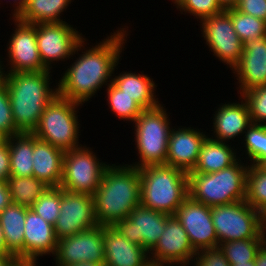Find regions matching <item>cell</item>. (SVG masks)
Returning <instances> with one entry per match:
<instances>
[{
    "instance_id": "7c38bea8",
    "label": "cell",
    "mask_w": 266,
    "mask_h": 266,
    "mask_svg": "<svg viewBox=\"0 0 266 266\" xmlns=\"http://www.w3.org/2000/svg\"><path fill=\"white\" fill-rule=\"evenodd\" d=\"M200 25L202 37L213 55L232 70L242 56L243 42L233 27L231 16L224 10L217 15L203 18Z\"/></svg>"
},
{
    "instance_id": "db71d44e",
    "label": "cell",
    "mask_w": 266,
    "mask_h": 266,
    "mask_svg": "<svg viewBox=\"0 0 266 266\" xmlns=\"http://www.w3.org/2000/svg\"><path fill=\"white\" fill-rule=\"evenodd\" d=\"M145 266H170L168 264H161V263H153V262H149L147 263Z\"/></svg>"
},
{
    "instance_id": "d6a6232c",
    "label": "cell",
    "mask_w": 266,
    "mask_h": 266,
    "mask_svg": "<svg viewBox=\"0 0 266 266\" xmlns=\"http://www.w3.org/2000/svg\"><path fill=\"white\" fill-rule=\"evenodd\" d=\"M225 11L231 16L233 27L244 43L266 34V22L249 14L242 13L234 7Z\"/></svg>"
},
{
    "instance_id": "ac0fdd59",
    "label": "cell",
    "mask_w": 266,
    "mask_h": 266,
    "mask_svg": "<svg viewBox=\"0 0 266 266\" xmlns=\"http://www.w3.org/2000/svg\"><path fill=\"white\" fill-rule=\"evenodd\" d=\"M232 71L238 80V94L266 85V34L243 43L242 56Z\"/></svg>"
},
{
    "instance_id": "c3c4849f",
    "label": "cell",
    "mask_w": 266,
    "mask_h": 266,
    "mask_svg": "<svg viewBox=\"0 0 266 266\" xmlns=\"http://www.w3.org/2000/svg\"><path fill=\"white\" fill-rule=\"evenodd\" d=\"M38 262L17 261L13 266H36Z\"/></svg>"
},
{
    "instance_id": "4dcf8cb0",
    "label": "cell",
    "mask_w": 266,
    "mask_h": 266,
    "mask_svg": "<svg viewBox=\"0 0 266 266\" xmlns=\"http://www.w3.org/2000/svg\"><path fill=\"white\" fill-rule=\"evenodd\" d=\"M106 90L108 106L119 119L134 122L142 113L143 109L113 82L107 86Z\"/></svg>"
},
{
    "instance_id": "681fc988",
    "label": "cell",
    "mask_w": 266,
    "mask_h": 266,
    "mask_svg": "<svg viewBox=\"0 0 266 266\" xmlns=\"http://www.w3.org/2000/svg\"><path fill=\"white\" fill-rule=\"evenodd\" d=\"M67 266H102V265L98 263H93V262H79L78 264L67 265Z\"/></svg>"
},
{
    "instance_id": "f5cc1de1",
    "label": "cell",
    "mask_w": 266,
    "mask_h": 266,
    "mask_svg": "<svg viewBox=\"0 0 266 266\" xmlns=\"http://www.w3.org/2000/svg\"><path fill=\"white\" fill-rule=\"evenodd\" d=\"M7 136L0 131V146L3 145L7 141Z\"/></svg>"
},
{
    "instance_id": "cb8c5ba5",
    "label": "cell",
    "mask_w": 266,
    "mask_h": 266,
    "mask_svg": "<svg viewBox=\"0 0 266 266\" xmlns=\"http://www.w3.org/2000/svg\"><path fill=\"white\" fill-rule=\"evenodd\" d=\"M29 209L11 202L0 213V224L7 251L18 261H24L25 218Z\"/></svg>"
},
{
    "instance_id": "f546056e",
    "label": "cell",
    "mask_w": 266,
    "mask_h": 266,
    "mask_svg": "<svg viewBox=\"0 0 266 266\" xmlns=\"http://www.w3.org/2000/svg\"><path fill=\"white\" fill-rule=\"evenodd\" d=\"M246 202L263 216L266 214V172L256 165H250L247 171Z\"/></svg>"
},
{
    "instance_id": "30bf717a",
    "label": "cell",
    "mask_w": 266,
    "mask_h": 266,
    "mask_svg": "<svg viewBox=\"0 0 266 266\" xmlns=\"http://www.w3.org/2000/svg\"><path fill=\"white\" fill-rule=\"evenodd\" d=\"M67 22L36 24V39L40 58L47 70L55 61H65L85 45L86 38ZM85 40V41H84Z\"/></svg>"
},
{
    "instance_id": "e0dca14e",
    "label": "cell",
    "mask_w": 266,
    "mask_h": 266,
    "mask_svg": "<svg viewBox=\"0 0 266 266\" xmlns=\"http://www.w3.org/2000/svg\"><path fill=\"white\" fill-rule=\"evenodd\" d=\"M175 216L180 221L196 251L218 247L211 207L196 202L188 196L178 207Z\"/></svg>"
},
{
    "instance_id": "836d02e7",
    "label": "cell",
    "mask_w": 266,
    "mask_h": 266,
    "mask_svg": "<svg viewBox=\"0 0 266 266\" xmlns=\"http://www.w3.org/2000/svg\"><path fill=\"white\" fill-rule=\"evenodd\" d=\"M245 154L250 160L249 165H257L266 159V125L252 123L243 136Z\"/></svg>"
},
{
    "instance_id": "3957f363",
    "label": "cell",
    "mask_w": 266,
    "mask_h": 266,
    "mask_svg": "<svg viewBox=\"0 0 266 266\" xmlns=\"http://www.w3.org/2000/svg\"><path fill=\"white\" fill-rule=\"evenodd\" d=\"M93 199L98 225L114 226L125 219L141 205L139 169L128 164H109Z\"/></svg>"
},
{
    "instance_id": "7402d4cb",
    "label": "cell",
    "mask_w": 266,
    "mask_h": 266,
    "mask_svg": "<svg viewBox=\"0 0 266 266\" xmlns=\"http://www.w3.org/2000/svg\"><path fill=\"white\" fill-rule=\"evenodd\" d=\"M241 104L236 103H223L219 105L215 114H213V127L211 130L214 132V140L230 142L229 140L239 138L245 134L248 127L252 124L248 106L243 98Z\"/></svg>"
},
{
    "instance_id": "5bb4252c",
    "label": "cell",
    "mask_w": 266,
    "mask_h": 266,
    "mask_svg": "<svg viewBox=\"0 0 266 266\" xmlns=\"http://www.w3.org/2000/svg\"><path fill=\"white\" fill-rule=\"evenodd\" d=\"M97 225L93 195L62 189L60 214L54 225L57 239L72 236Z\"/></svg>"
},
{
    "instance_id": "d6986e66",
    "label": "cell",
    "mask_w": 266,
    "mask_h": 266,
    "mask_svg": "<svg viewBox=\"0 0 266 266\" xmlns=\"http://www.w3.org/2000/svg\"><path fill=\"white\" fill-rule=\"evenodd\" d=\"M175 129L170 132L166 165L189 173L197 164L202 143L209 135L193 127Z\"/></svg>"
},
{
    "instance_id": "2e32d148",
    "label": "cell",
    "mask_w": 266,
    "mask_h": 266,
    "mask_svg": "<svg viewBox=\"0 0 266 266\" xmlns=\"http://www.w3.org/2000/svg\"><path fill=\"white\" fill-rule=\"evenodd\" d=\"M196 252L180 221L175 215H170L157 244L148 253L153 263L188 266L193 262Z\"/></svg>"
},
{
    "instance_id": "7a4b0ae2",
    "label": "cell",
    "mask_w": 266,
    "mask_h": 266,
    "mask_svg": "<svg viewBox=\"0 0 266 266\" xmlns=\"http://www.w3.org/2000/svg\"><path fill=\"white\" fill-rule=\"evenodd\" d=\"M51 71L0 73L9 94L12 116L20 133H33L45 107L58 94L50 88ZM51 83V84H50Z\"/></svg>"
},
{
    "instance_id": "83f0119b",
    "label": "cell",
    "mask_w": 266,
    "mask_h": 266,
    "mask_svg": "<svg viewBox=\"0 0 266 266\" xmlns=\"http://www.w3.org/2000/svg\"><path fill=\"white\" fill-rule=\"evenodd\" d=\"M72 0H28L17 16L23 22L32 24L62 23L60 14L66 11Z\"/></svg>"
},
{
    "instance_id": "8d00e7d4",
    "label": "cell",
    "mask_w": 266,
    "mask_h": 266,
    "mask_svg": "<svg viewBox=\"0 0 266 266\" xmlns=\"http://www.w3.org/2000/svg\"><path fill=\"white\" fill-rule=\"evenodd\" d=\"M180 9L181 14L189 13L200 21L223 12L225 9L218 0H171Z\"/></svg>"
},
{
    "instance_id": "484cf974",
    "label": "cell",
    "mask_w": 266,
    "mask_h": 266,
    "mask_svg": "<svg viewBox=\"0 0 266 266\" xmlns=\"http://www.w3.org/2000/svg\"><path fill=\"white\" fill-rule=\"evenodd\" d=\"M112 82L126 94L131 97L143 110L152 109L160 105L156 98L155 88L157 85L148 75L121 72L112 78Z\"/></svg>"
},
{
    "instance_id": "f1b7e54d",
    "label": "cell",
    "mask_w": 266,
    "mask_h": 266,
    "mask_svg": "<svg viewBox=\"0 0 266 266\" xmlns=\"http://www.w3.org/2000/svg\"><path fill=\"white\" fill-rule=\"evenodd\" d=\"M7 182L11 202L27 208H31L36 200L49 188L34 176H10Z\"/></svg>"
},
{
    "instance_id": "6da1fadb",
    "label": "cell",
    "mask_w": 266,
    "mask_h": 266,
    "mask_svg": "<svg viewBox=\"0 0 266 266\" xmlns=\"http://www.w3.org/2000/svg\"><path fill=\"white\" fill-rule=\"evenodd\" d=\"M126 27L111 32L110 36L92 48L85 50L84 47L83 54L61 75L57 84L58 95L84 105L103 85L108 86L112 76H115L112 74L119 64L129 34Z\"/></svg>"
},
{
    "instance_id": "1f68e13d",
    "label": "cell",
    "mask_w": 266,
    "mask_h": 266,
    "mask_svg": "<svg viewBox=\"0 0 266 266\" xmlns=\"http://www.w3.org/2000/svg\"><path fill=\"white\" fill-rule=\"evenodd\" d=\"M263 245V238H251L223 242L219 244L229 263H246L254 261L257 251Z\"/></svg>"
},
{
    "instance_id": "ba28073f",
    "label": "cell",
    "mask_w": 266,
    "mask_h": 266,
    "mask_svg": "<svg viewBox=\"0 0 266 266\" xmlns=\"http://www.w3.org/2000/svg\"><path fill=\"white\" fill-rule=\"evenodd\" d=\"M218 246L223 242L263 238L264 216L246 201L211 207Z\"/></svg>"
},
{
    "instance_id": "5b68a950",
    "label": "cell",
    "mask_w": 266,
    "mask_h": 266,
    "mask_svg": "<svg viewBox=\"0 0 266 266\" xmlns=\"http://www.w3.org/2000/svg\"><path fill=\"white\" fill-rule=\"evenodd\" d=\"M249 166L239 157L233 165L217 172L188 173L189 197L209 207L246 201Z\"/></svg>"
},
{
    "instance_id": "52a82bcc",
    "label": "cell",
    "mask_w": 266,
    "mask_h": 266,
    "mask_svg": "<svg viewBox=\"0 0 266 266\" xmlns=\"http://www.w3.org/2000/svg\"><path fill=\"white\" fill-rule=\"evenodd\" d=\"M82 104L56 95L45 107L33 134L63 151L81 147L77 109Z\"/></svg>"
},
{
    "instance_id": "7bdbcfd3",
    "label": "cell",
    "mask_w": 266,
    "mask_h": 266,
    "mask_svg": "<svg viewBox=\"0 0 266 266\" xmlns=\"http://www.w3.org/2000/svg\"><path fill=\"white\" fill-rule=\"evenodd\" d=\"M254 262L256 266H266V246L264 244L257 251Z\"/></svg>"
},
{
    "instance_id": "277c9868",
    "label": "cell",
    "mask_w": 266,
    "mask_h": 266,
    "mask_svg": "<svg viewBox=\"0 0 266 266\" xmlns=\"http://www.w3.org/2000/svg\"><path fill=\"white\" fill-rule=\"evenodd\" d=\"M141 205L168 215H175L188 198V173L166 164L139 168Z\"/></svg>"
},
{
    "instance_id": "f907efd6",
    "label": "cell",
    "mask_w": 266,
    "mask_h": 266,
    "mask_svg": "<svg viewBox=\"0 0 266 266\" xmlns=\"http://www.w3.org/2000/svg\"><path fill=\"white\" fill-rule=\"evenodd\" d=\"M230 266H256L254 261H249L246 263H230Z\"/></svg>"
},
{
    "instance_id": "8fae6325",
    "label": "cell",
    "mask_w": 266,
    "mask_h": 266,
    "mask_svg": "<svg viewBox=\"0 0 266 266\" xmlns=\"http://www.w3.org/2000/svg\"><path fill=\"white\" fill-rule=\"evenodd\" d=\"M53 256L57 266L74 265L79 262L105 265L104 226L97 225L59 239Z\"/></svg>"
},
{
    "instance_id": "d590c367",
    "label": "cell",
    "mask_w": 266,
    "mask_h": 266,
    "mask_svg": "<svg viewBox=\"0 0 266 266\" xmlns=\"http://www.w3.org/2000/svg\"><path fill=\"white\" fill-rule=\"evenodd\" d=\"M239 96L248 106L252 123L266 125V85L252 87Z\"/></svg>"
},
{
    "instance_id": "ffe728a7",
    "label": "cell",
    "mask_w": 266,
    "mask_h": 266,
    "mask_svg": "<svg viewBox=\"0 0 266 266\" xmlns=\"http://www.w3.org/2000/svg\"><path fill=\"white\" fill-rule=\"evenodd\" d=\"M57 243L54 226L30 208L25 218L24 261L36 262L40 256L54 255Z\"/></svg>"
},
{
    "instance_id": "8992f818",
    "label": "cell",
    "mask_w": 266,
    "mask_h": 266,
    "mask_svg": "<svg viewBox=\"0 0 266 266\" xmlns=\"http://www.w3.org/2000/svg\"><path fill=\"white\" fill-rule=\"evenodd\" d=\"M167 109L160 104L144 109L133 122L138 162L130 166L141 168L148 165L166 164L168 142L172 127Z\"/></svg>"
},
{
    "instance_id": "11a10c76",
    "label": "cell",
    "mask_w": 266,
    "mask_h": 266,
    "mask_svg": "<svg viewBox=\"0 0 266 266\" xmlns=\"http://www.w3.org/2000/svg\"><path fill=\"white\" fill-rule=\"evenodd\" d=\"M263 244L266 246V226L265 229L263 230Z\"/></svg>"
},
{
    "instance_id": "7dc6e473",
    "label": "cell",
    "mask_w": 266,
    "mask_h": 266,
    "mask_svg": "<svg viewBox=\"0 0 266 266\" xmlns=\"http://www.w3.org/2000/svg\"><path fill=\"white\" fill-rule=\"evenodd\" d=\"M238 1L239 0H218V2L224 9L234 7L238 3Z\"/></svg>"
},
{
    "instance_id": "ee69618b",
    "label": "cell",
    "mask_w": 266,
    "mask_h": 266,
    "mask_svg": "<svg viewBox=\"0 0 266 266\" xmlns=\"http://www.w3.org/2000/svg\"><path fill=\"white\" fill-rule=\"evenodd\" d=\"M17 261L11 254H0V266H13Z\"/></svg>"
},
{
    "instance_id": "60d3db41",
    "label": "cell",
    "mask_w": 266,
    "mask_h": 266,
    "mask_svg": "<svg viewBox=\"0 0 266 266\" xmlns=\"http://www.w3.org/2000/svg\"><path fill=\"white\" fill-rule=\"evenodd\" d=\"M10 177V154L8 141L0 146V182H7Z\"/></svg>"
},
{
    "instance_id": "e575fe53",
    "label": "cell",
    "mask_w": 266,
    "mask_h": 266,
    "mask_svg": "<svg viewBox=\"0 0 266 266\" xmlns=\"http://www.w3.org/2000/svg\"><path fill=\"white\" fill-rule=\"evenodd\" d=\"M61 187H49L33 204L31 209L51 225H55L60 214Z\"/></svg>"
},
{
    "instance_id": "9c48e42d",
    "label": "cell",
    "mask_w": 266,
    "mask_h": 266,
    "mask_svg": "<svg viewBox=\"0 0 266 266\" xmlns=\"http://www.w3.org/2000/svg\"><path fill=\"white\" fill-rule=\"evenodd\" d=\"M90 149L81 146L65 151L63 176L59 186L63 190L93 195L98 189L103 172L109 164L99 160Z\"/></svg>"
},
{
    "instance_id": "9f6ffc18",
    "label": "cell",
    "mask_w": 266,
    "mask_h": 266,
    "mask_svg": "<svg viewBox=\"0 0 266 266\" xmlns=\"http://www.w3.org/2000/svg\"><path fill=\"white\" fill-rule=\"evenodd\" d=\"M264 224L266 226V214L264 215Z\"/></svg>"
},
{
    "instance_id": "bcb514c9",
    "label": "cell",
    "mask_w": 266,
    "mask_h": 266,
    "mask_svg": "<svg viewBox=\"0 0 266 266\" xmlns=\"http://www.w3.org/2000/svg\"><path fill=\"white\" fill-rule=\"evenodd\" d=\"M0 254H10L6 248V243H5L3 229H2L1 224H0Z\"/></svg>"
},
{
    "instance_id": "74e56055",
    "label": "cell",
    "mask_w": 266,
    "mask_h": 266,
    "mask_svg": "<svg viewBox=\"0 0 266 266\" xmlns=\"http://www.w3.org/2000/svg\"><path fill=\"white\" fill-rule=\"evenodd\" d=\"M0 131L7 137L17 135V130L10 105L9 94L5 83L0 79Z\"/></svg>"
},
{
    "instance_id": "b9f144b4",
    "label": "cell",
    "mask_w": 266,
    "mask_h": 266,
    "mask_svg": "<svg viewBox=\"0 0 266 266\" xmlns=\"http://www.w3.org/2000/svg\"><path fill=\"white\" fill-rule=\"evenodd\" d=\"M11 203L8 182H0V213Z\"/></svg>"
},
{
    "instance_id": "f6af8a7d",
    "label": "cell",
    "mask_w": 266,
    "mask_h": 266,
    "mask_svg": "<svg viewBox=\"0 0 266 266\" xmlns=\"http://www.w3.org/2000/svg\"><path fill=\"white\" fill-rule=\"evenodd\" d=\"M13 1V5H14V11H13V15L12 17H17L22 10L25 8V5L27 3L28 0H11Z\"/></svg>"
},
{
    "instance_id": "9a60e30c",
    "label": "cell",
    "mask_w": 266,
    "mask_h": 266,
    "mask_svg": "<svg viewBox=\"0 0 266 266\" xmlns=\"http://www.w3.org/2000/svg\"><path fill=\"white\" fill-rule=\"evenodd\" d=\"M169 216L166 213L138 205L128 217L118 221L113 227L130 242L149 252L161 237Z\"/></svg>"
},
{
    "instance_id": "f35d334b",
    "label": "cell",
    "mask_w": 266,
    "mask_h": 266,
    "mask_svg": "<svg viewBox=\"0 0 266 266\" xmlns=\"http://www.w3.org/2000/svg\"><path fill=\"white\" fill-rule=\"evenodd\" d=\"M193 261L194 266H230L219 247L198 250Z\"/></svg>"
},
{
    "instance_id": "816d5d0a",
    "label": "cell",
    "mask_w": 266,
    "mask_h": 266,
    "mask_svg": "<svg viewBox=\"0 0 266 266\" xmlns=\"http://www.w3.org/2000/svg\"><path fill=\"white\" fill-rule=\"evenodd\" d=\"M256 166H257L260 170L266 172V159L261 160Z\"/></svg>"
},
{
    "instance_id": "ab89813d",
    "label": "cell",
    "mask_w": 266,
    "mask_h": 266,
    "mask_svg": "<svg viewBox=\"0 0 266 266\" xmlns=\"http://www.w3.org/2000/svg\"><path fill=\"white\" fill-rule=\"evenodd\" d=\"M234 8L266 22V0H239Z\"/></svg>"
},
{
    "instance_id": "44dd1931",
    "label": "cell",
    "mask_w": 266,
    "mask_h": 266,
    "mask_svg": "<svg viewBox=\"0 0 266 266\" xmlns=\"http://www.w3.org/2000/svg\"><path fill=\"white\" fill-rule=\"evenodd\" d=\"M104 256L107 266H145L149 253L130 242L113 226H104Z\"/></svg>"
},
{
    "instance_id": "d4e9b609",
    "label": "cell",
    "mask_w": 266,
    "mask_h": 266,
    "mask_svg": "<svg viewBox=\"0 0 266 266\" xmlns=\"http://www.w3.org/2000/svg\"><path fill=\"white\" fill-rule=\"evenodd\" d=\"M235 147L207 136L202 143L197 164L189 173H212L233 165L239 158Z\"/></svg>"
},
{
    "instance_id": "4316f807",
    "label": "cell",
    "mask_w": 266,
    "mask_h": 266,
    "mask_svg": "<svg viewBox=\"0 0 266 266\" xmlns=\"http://www.w3.org/2000/svg\"><path fill=\"white\" fill-rule=\"evenodd\" d=\"M10 176L31 177L33 173V133H19L7 138Z\"/></svg>"
},
{
    "instance_id": "4fadbf2b",
    "label": "cell",
    "mask_w": 266,
    "mask_h": 266,
    "mask_svg": "<svg viewBox=\"0 0 266 266\" xmlns=\"http://www.w3.org/2000/svg\"><path fill=\"white\" fill-rule=\"evenodd\" d=\"M15 24L14 33L11 34L8 47L7 57L9 66L5 71L0 59V73L5 72H44L47 69L43 66L37 47L36 24L26 23L13 17ZM12 37V38H11Z\"/></svg>"
},
{
    "instance_id": "603a6c76",
    "label": "cell",
    "mask_w": 266,
    "mask_h": 266,
    "mask_svg": "<svg viewBox=\"0 0 266 266\" xmlns=\"http://www.w3.org/2000/svg\"><path fill=\"white\" fill-rule=\"evenodd\" d=\"M64 153L60 148L39 140L33 134V173L49 187H59L63 176Z\"/></svg>"
}]
</instances>
